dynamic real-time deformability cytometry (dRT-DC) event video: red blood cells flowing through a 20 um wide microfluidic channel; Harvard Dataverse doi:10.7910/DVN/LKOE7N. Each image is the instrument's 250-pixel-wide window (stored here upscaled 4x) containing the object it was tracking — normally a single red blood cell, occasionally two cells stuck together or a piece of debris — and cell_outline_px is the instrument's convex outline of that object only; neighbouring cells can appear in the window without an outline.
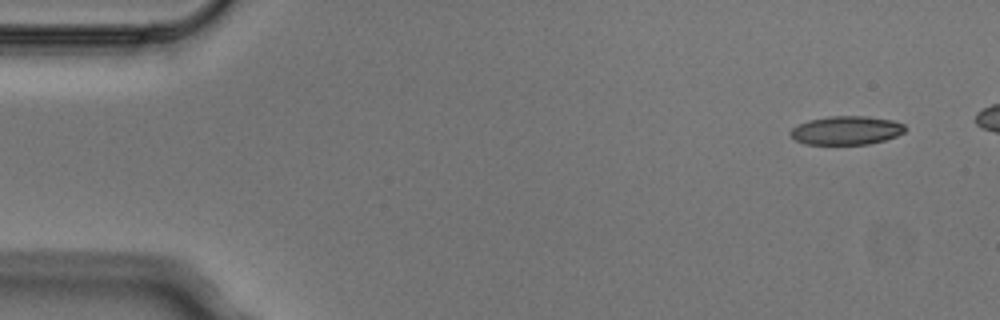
{"species": "Egyptian fruit bat (a non-hibernating species)", "species_latin": "Rousettus aegyptiacus", "temperature_condition": "cold", "stored_images_in_passage": 3, "camera_frame_rate_fps": 3000, "um_per_image_px": 0.085, "animal": {"sex": "male"}, "frame": {"image": 1, "passage_image": 1, "time_ms": 0.0, "image_size_px": [1000, 320], "cell_outline_px": [[904, 132], [896, 136], [884, 140], [868, 144], [804, 144], [796, 140], [788, 132], [792, 128], [808, 120], [828, 116], [868, 116], [892, 120], [904, 124]], "centroid_in_image_um": [71.93, 11.08], "position_along_channel_um": 13.1, "area_um2": 19.07}}